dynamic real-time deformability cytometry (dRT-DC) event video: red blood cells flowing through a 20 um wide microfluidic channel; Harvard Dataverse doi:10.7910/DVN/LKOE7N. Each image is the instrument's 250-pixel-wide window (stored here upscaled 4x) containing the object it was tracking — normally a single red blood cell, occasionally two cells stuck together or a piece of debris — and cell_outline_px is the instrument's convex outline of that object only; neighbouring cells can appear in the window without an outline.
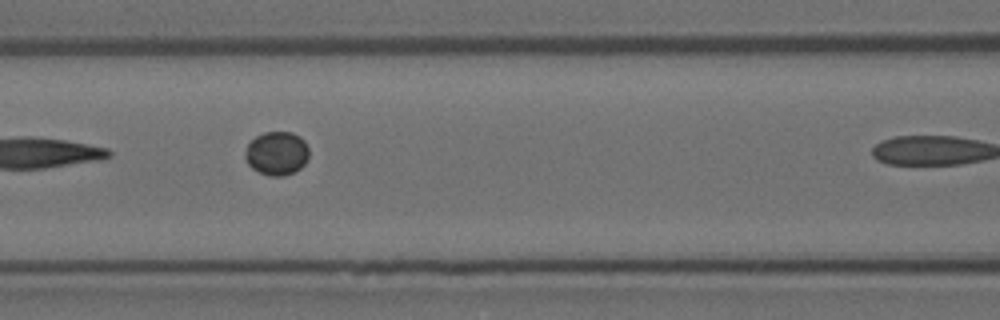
{"species": "Egyptian fruit bat (a non-hibernating species)", "species_latin": "Rousettus aegyptiacus", "temperature_condition": "room temperature", "stored_images_in_passage": 7, "camera_frame_rate_fps": 3000, "um_per_image_px": 0.085, "animal": {"sex": "female"}, "frame": {"image": 1, "passage_image": 5, "time_ms": 1.333, "image_size_px": [1000, 320], "cell_outline_px": [[308, 160], [300, 168], [284, 176], [268, 176], [252, 168], [248, 164], [244, 156], [244, 152], [248, 144], [256, 136], [264, 132], [292, 132], [300, 136], [304, 140], [308, 148]], "centroid_in_image_um": [23.52, 13.03], "position_along_channel_um": 143.1, "area_um2": 16.3}}